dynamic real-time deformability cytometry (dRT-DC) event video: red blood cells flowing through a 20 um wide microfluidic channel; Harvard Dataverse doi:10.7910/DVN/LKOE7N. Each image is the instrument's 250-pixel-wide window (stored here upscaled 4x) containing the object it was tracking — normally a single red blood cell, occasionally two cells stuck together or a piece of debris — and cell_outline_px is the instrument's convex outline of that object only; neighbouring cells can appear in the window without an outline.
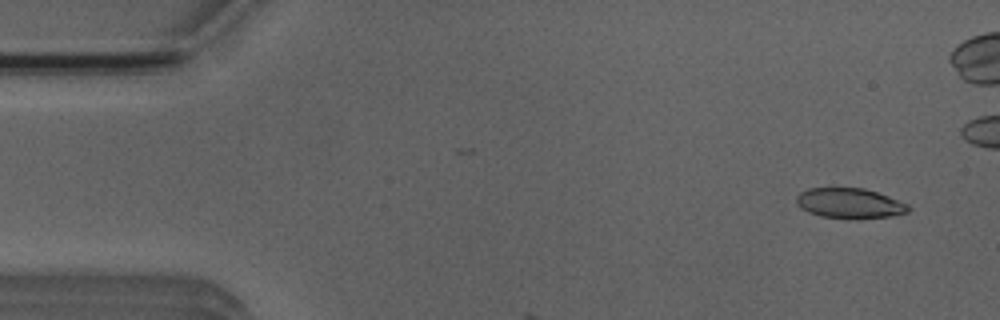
{"species": "Egyptian fruit bat (a non-hibernating species)", "species_latin": "Rousettus aegyptiacus", "temperature_condition": "room temperature", "stored_images_in_passage": 4, "camera_frame_rate_fps": 3000, "um_per_image_px": 0.085, "animal": {"sex": "male"}, "frame": {"image": 1, "passage_image": 1, "time_ms": 0.0, "image_size_px": [1000, 320], "cell_outline_px": [[912, 208], [908, 212], [888, 216], [860, 220], [856, 220], [820, 216], [808, 212], [800, 208], [796, 200], [796, 196], [800, 192], [808, 188], [864, 188], [888, 196], [908, 204]], "centroid_in_image_um": [72.22, 17.29], "position_along_channel_um": 12.8, "area_um2": 19.94}}